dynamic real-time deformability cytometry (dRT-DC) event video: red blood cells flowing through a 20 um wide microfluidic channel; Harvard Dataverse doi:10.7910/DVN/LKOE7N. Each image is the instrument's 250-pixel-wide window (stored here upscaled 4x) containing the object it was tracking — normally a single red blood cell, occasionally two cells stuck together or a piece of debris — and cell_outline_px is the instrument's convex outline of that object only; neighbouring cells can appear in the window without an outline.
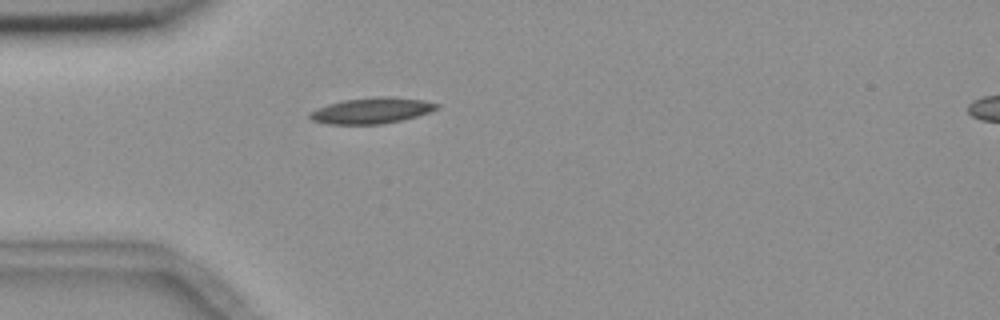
{"species": "common noctule bat (a hibernating species)", "species_latin": "Nyctalus noctula", "temperature_condition": "room temperature", "stored_images_in_passage": 33, "camera_frame_rate_fps": 3000, "um_per_image_px": 0.085, "animal": {"sex": "female", "body_mass_g": 18.4}, "frame": {"image": 1, "passage_image": 1, "time_ms": 0.0, "image_size_px": [1000, 320], "cell_outline_px": [[440, 104], [436, 108], [428, 112], [404, 120], [384, 124], [328, 124], [312, 120], [308, 116], [308, 112], [316, 108], [328, 104], [344, 100], [380, 96], [388, 96], [424, 100]], "centroid_in_image_um": [31.56, 9.4], "position_along_channel_um": 53.4, "area_um2": 19.19}}
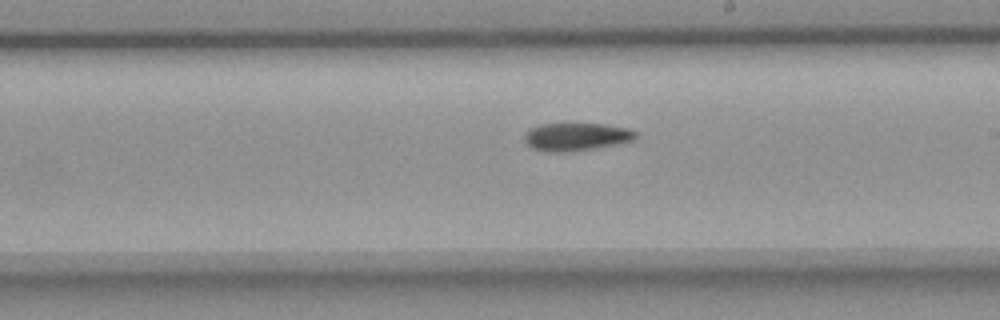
{"frame": {"image": 2, "passage_image": 17, "time_ms": 5.333, "image_size_px": [1000, 320], "cell_outline_px": [[636, 136], [632, 140], [616, 144], [572, 152], [544, 152], [532, 148], [524, 140], [524, 132], [528, 128], [540, 124], [604, 124], [628, 128], [636, 132]], "centroid_in_image_um": [48.91, 11.63], "position_along_channel_um": 240.1, "area_um2": 18.15}}
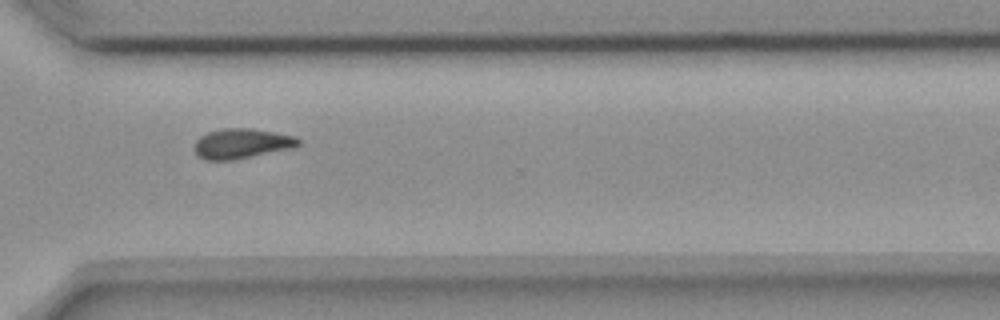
{"frame": {"image": 3, "passage_image": 26, "time_ms": 8.333, "image_size_px": [1000, 320], "cell_outline_px": [[300, 144], [296, 148], [232, 160], [204, 160], [196, 152], [196, 140], [200, 136], [208, 132], [224, 128], [252, 128], [296, 136], [300, 140]], "centroid_in_image_um": [20.6, 12.2], "position_along_channel_um": 350.0, "area_um2": 18.21}}